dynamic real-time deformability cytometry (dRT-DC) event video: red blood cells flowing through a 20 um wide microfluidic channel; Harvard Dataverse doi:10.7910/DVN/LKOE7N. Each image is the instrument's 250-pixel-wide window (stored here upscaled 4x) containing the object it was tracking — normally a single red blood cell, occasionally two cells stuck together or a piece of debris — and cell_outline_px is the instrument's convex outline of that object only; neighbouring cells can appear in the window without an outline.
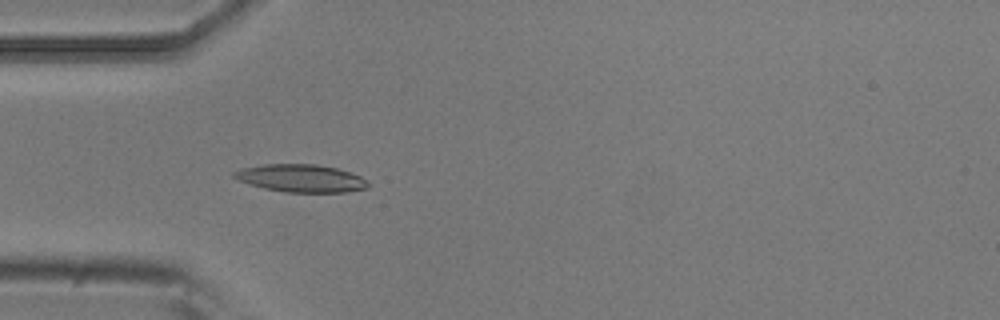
{"species": "common noctule bat (a hibernating species)", "species_latin": "Nyctalus noctula", "temperature_condition": "room temperature", "stored_images_in_passage": 5, "camera_frame_rate_fps": 3000, "um_per_image_px": 0.085, "animal": {"sex": "male", "body_mass_g": 20.5, "forearm_length_mm": 52.5}, "frame": {"image": 1, "passage_image": 5, "time_ms": 1.333, "image_size_px": [1000, 320], "cell_outline_px": [[368, 188], [344, 192], [284, 192], [264, 188], [240, 180], [232, 176], [232, 172], [244, 168], [264, 164], [316, 164], [336, 168], [360, 176], [368, 180]], "centroid_in_image_um": [25.6, 15.15], "position_along_channel_um": 59.4, "area_um2": 21.39}}